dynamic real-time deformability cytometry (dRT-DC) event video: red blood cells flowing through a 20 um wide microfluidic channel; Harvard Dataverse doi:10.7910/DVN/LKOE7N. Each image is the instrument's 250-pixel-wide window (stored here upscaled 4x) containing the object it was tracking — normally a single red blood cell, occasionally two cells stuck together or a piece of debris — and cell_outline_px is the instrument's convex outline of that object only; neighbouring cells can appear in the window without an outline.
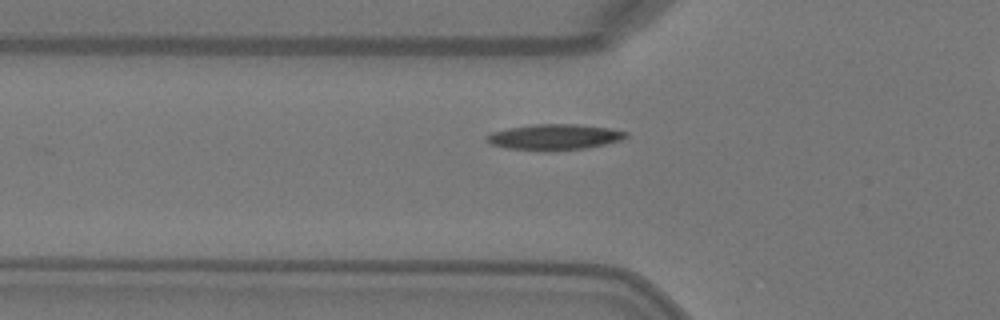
{"species": "Egyptian fruit bat (a non-hibernating species)", "species_latin": "Rousettus aegyptiacus", "temperature_condition": "warm", "stored_images_in_passage": 32, "camera_frame_rate_fps": 3000, "um_per_image_px": 0.085, "animal": {"sex": "female"}, "frame": {"image": 1, "passage_image": 5, "time_ms": 1.333, "image_size_px": [1000, 320], "cell_outline_px": [[628, 136], [620, 140], [604, 144], [584, 148], [504, 148], [492, 144], [484, 136], [492, 132], [508, 128], [532, 124], [576, 124], [608, 128], [628, 132]], "centroid_in_image_um": [47.13, 11.59], "position_along_channel_um": 78.7, "area_um2": 19.83}}
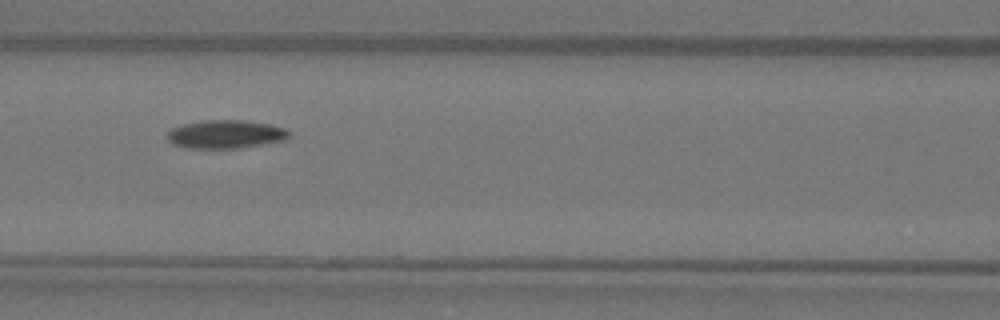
{"frame": {"image": 2, "passage_image": 10, "time_ms": 3.0, "image_size_px": [1000, 320], "cell_outline_px": [[292, 136], [284, 140], [236, 148], [188, 148], [172, 144], [168, 140], [168, 132], [172, 128], [184, 124], [200, 120], [244, 120], [272, 124], [284, 128], [292, 132]], "centroid_in_image_um": [19.21, 11.4], "position_along_channel_um": 147.4, "area_um2": 20.17}, "authors_computed_cell_mechanics": {"area_um2": 19.941, "velocity_mm_per_s": 4.075, "shape_relaxation_time_tau1_ms": 2.7312, "shape_relaxation_time_tau2_ms": null, "deformation_change_tau1": 0.1507, "deformation_change_tau2": null}}